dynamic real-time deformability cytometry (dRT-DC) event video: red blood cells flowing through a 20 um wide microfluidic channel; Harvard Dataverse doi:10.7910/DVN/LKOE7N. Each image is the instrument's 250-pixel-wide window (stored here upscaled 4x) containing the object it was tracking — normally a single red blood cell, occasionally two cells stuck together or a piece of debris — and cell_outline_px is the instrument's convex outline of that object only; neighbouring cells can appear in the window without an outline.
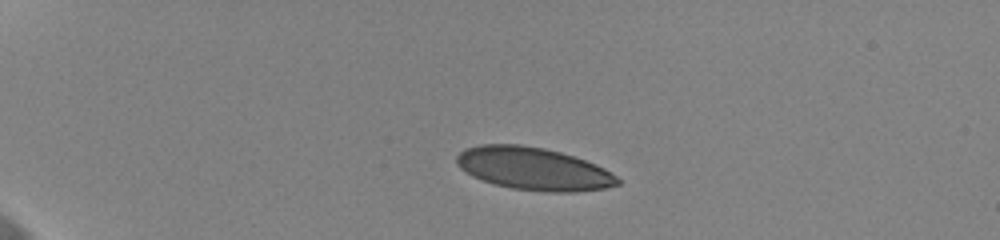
{"species": "human", "species_latin": "Homo sapiens", "temperature_condition": "cold", "stored_images_in_passage": 13, "camera_frame_rate_fps": 3000, "um_per_image_px": 0.085, "donor": {"sex": "female"}, "frame": {"image": 1, "passage_image": 3, "time_ms": 0.667, "image_size_px": [1000, 240], "cell_outline_px": [[620, 184], [604, 188], [576, 192], [548, 192], [512, 188], [496, 184], [472, 176], [460, 168], [456, 164], [456, 156], [464, 148], [480, 144], [520, 144], [544, 148], [560, 152], [596, 164], [604, 168], [616, 176], [620, 180]], "centroid_in_image_um": [45.33, 14.33], "position_along_channel_um": 39.7, "area_um2": 39.94}}